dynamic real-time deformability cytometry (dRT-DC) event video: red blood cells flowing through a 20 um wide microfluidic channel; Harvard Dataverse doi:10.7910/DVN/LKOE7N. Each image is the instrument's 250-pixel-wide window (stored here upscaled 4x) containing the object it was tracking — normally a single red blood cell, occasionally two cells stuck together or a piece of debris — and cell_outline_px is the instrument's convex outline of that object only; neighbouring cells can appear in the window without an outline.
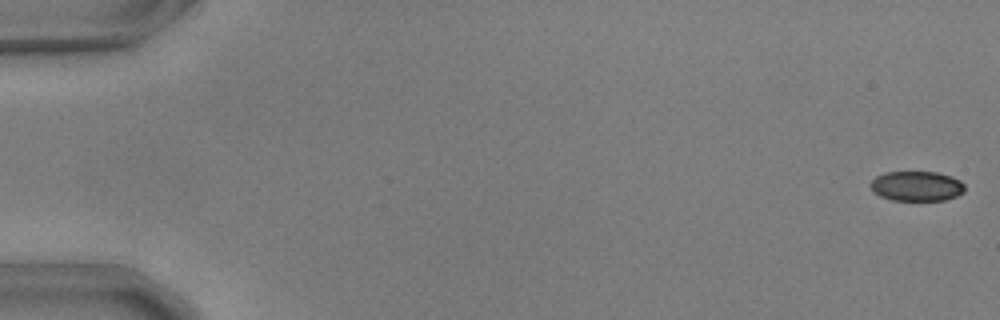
{"species": "common noctule bat (a hibernating species)", "species_latin": "Nyctalus noctula", "temperature_condition": "warm", "stored_images_in_passage": 55, "camera_frame_rate_fps": 3000, "um_per_image_px": 0.085, "animal": {"sex": "male", "body_mass_g": 17.9, "forearm_length_mm": 54.2}, "frame": {"image": 1, "passage_image": 1, "time_ms": 0.0, "image_size_px": [1000, 320], "cell_outline_px": [[964, 192], [956, 196], [944, 200], [892, 200], [880, 196], [872, 188], [872, 180], [876, 176], [884, 172], [936, 172], [952, 176], [960, 180], [964, 184]], "centroid_in_image_um": [77.95, 15.81], "position_along_channel_um": 7.1, "area_um2": 16.3}}
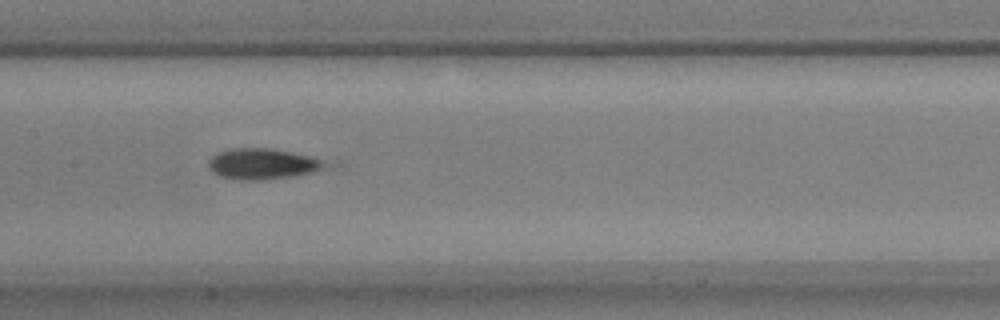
{"frame": {"image": 2, "passage_image": 28, "time_ms": 9.0, "image_size_px": [1000, 320], "cell_outline_px": [[344, 164], [336, 168], [292, 176], [260, 180], [240, 180], [220, 176], [212, 172], [208, 168], [208, 160], [216, 152], [228, 148], [268, 148], [340, 160]], "centroid_in_image_um": [22.64, 13.92], "position_along_channel_um": 184.8, "area_um2": 22.54}}
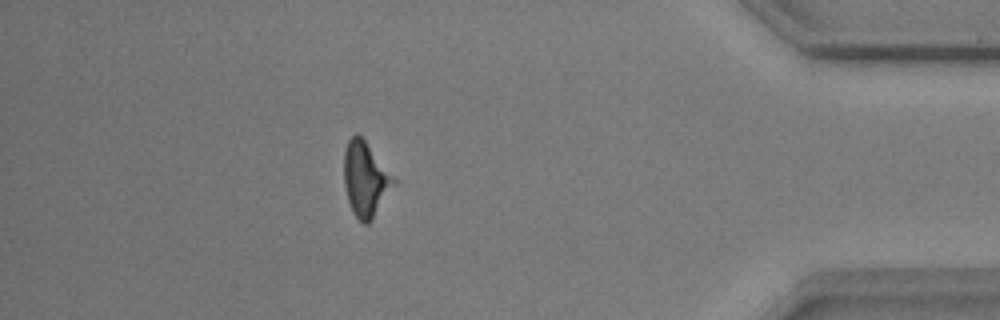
{"frame": {"image": 3, "passage_image": 49, "time_ms": 16.0, "image_size_px": [1000, 320], "cell_outline_px": [[396, 184], [372, 220], [368, 224], [364, 224], [352, 212], [348, 200], [344, 184], [344, 152], [348, 140], [356, 132], [364, 140], [396, 180]], "centroid_in_image_um": [31.06, 15.26], "position_along_channel_um": 404.1, "area_um2": 21.39}}